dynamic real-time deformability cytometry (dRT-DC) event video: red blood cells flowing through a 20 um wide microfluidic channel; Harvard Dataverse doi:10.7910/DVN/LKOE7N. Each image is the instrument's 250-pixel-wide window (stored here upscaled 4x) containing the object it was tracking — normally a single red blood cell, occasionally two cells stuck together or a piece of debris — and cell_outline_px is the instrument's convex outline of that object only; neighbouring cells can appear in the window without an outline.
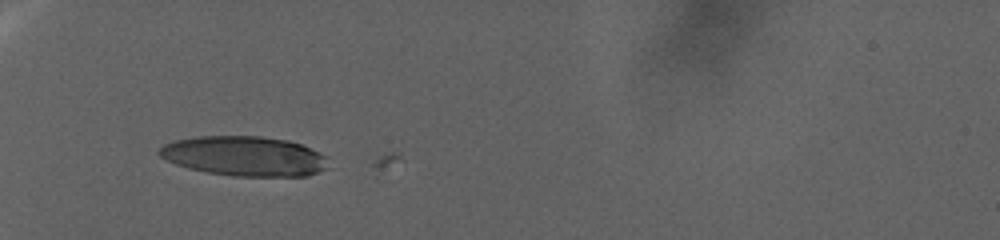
{"species": "human", "species_latin": "Homo sapiens", "temperature_condition": "warm", "stored_images_in_passage": 4, "camera_frame_rate_fps": 3000, "um_per_image_px": 0.085, "donor": {"sex": "female"}, "frame": {"image": 1, "passage_image": 1, "time_ms": 0.0, "image_size_px": [1000, 240], "cell_outline_px": [[328, 168], [304, 176], [232, 176], [208, 172], [188, 168], [176, 164], [160, 156], [156, 152], [164, 144], [176, 140], [196, 136], [260, 136], [288, 140], [300, 144], [328, 156]], "centroid_in_image_um": [20.78, 13.26], "position_along_channel_um": 64.2, "area_um2": 39.19}}